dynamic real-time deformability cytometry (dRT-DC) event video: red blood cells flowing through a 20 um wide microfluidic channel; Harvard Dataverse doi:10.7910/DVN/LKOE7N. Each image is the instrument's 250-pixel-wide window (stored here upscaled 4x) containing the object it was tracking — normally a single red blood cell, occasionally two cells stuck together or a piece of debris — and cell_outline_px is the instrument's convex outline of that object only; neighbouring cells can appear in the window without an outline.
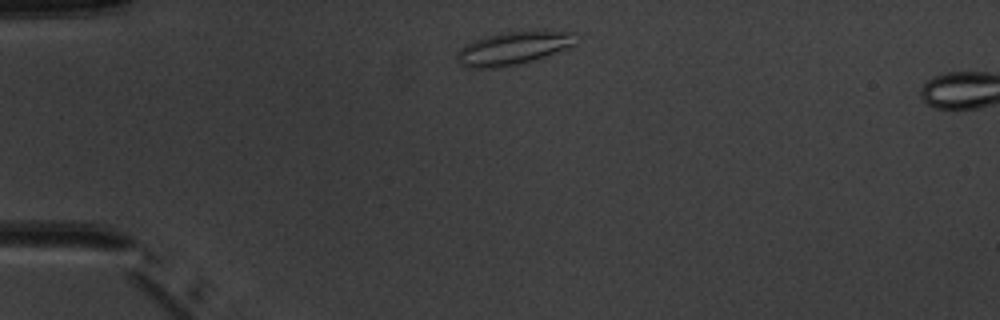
{"species": "common noctule bat (a hibernating species)", "species_latin": "Nyctalus noctula", "temperature_condition": "warm", "stored_images_in_passage": 2, "camera_frame_rate_fps": 3000, "um_per_image_px": 0.085, "animal": {"sex": "male", "body_mass_g": 20.1, "forearm_length_mm": 53.5}, "frame": {"image": 1, "passage_image": 1, "time_ms": 0.0, "image_size_px": [1000, 320], "cell_outline_px": [[580, 32], [576, 44], [568, 48], [520, 64], [500, 68], [464, 68], [456, 60], [456, 52], [464, 44], [484, 36], [508, 32]], "centroid_in_image_um": [43.58, 4.12], "position_along_channel_um": 41.4, "area_um2": 23.0}}